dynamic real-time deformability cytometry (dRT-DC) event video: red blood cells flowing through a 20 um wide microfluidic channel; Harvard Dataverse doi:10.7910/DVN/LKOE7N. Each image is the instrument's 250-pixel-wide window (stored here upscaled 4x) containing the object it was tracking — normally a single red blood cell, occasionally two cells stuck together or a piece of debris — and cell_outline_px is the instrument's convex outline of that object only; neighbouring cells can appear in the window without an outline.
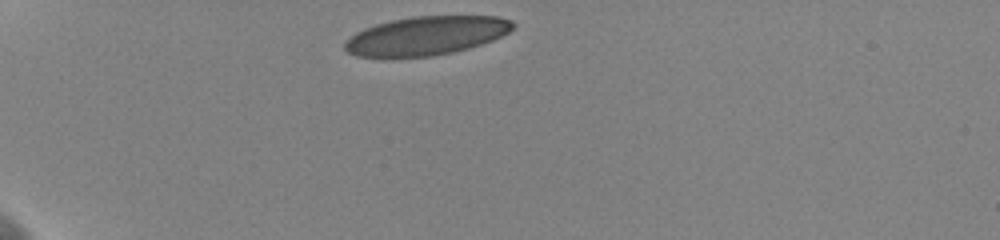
{"species": "human", "species_latin": "Homo sapiens", "temperature_condition": "cold", "stored_images_in_passage": 34, "camera_frame_rate_fps": 3000, "um_per_image_px": 0.085, "donor": {"sex": "female"}, "frame": {"image": 1, "passage_image": 1, "time_ms": 0.0, "image_size_px": [1000, 240], "cell_outline_px": [[516, 24], [508, 32], [492, 40], [468, 48], [452, 52], [432, 56], [384, 60], [380, 60], [356, 56], [348, 52], [344, 48], [344, 40], [356, 32], [364, 28], [376, 24], [392, 20], [412, 16], [496, 16], [512, 20]], "centroid_in_image_um": [36.13, 3.07], "position_along_channel_um": 48.9, "area_um2": 38.78}}
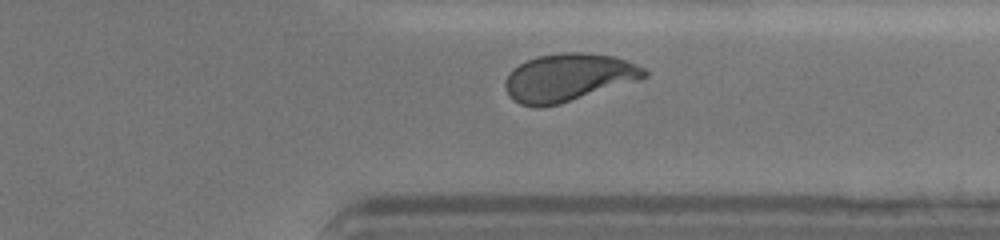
{"frame": {"image": 2, "passage_image": 31, "time_ms": 10.0, "image_size_px": [1000, 240], "cell_outline_px": [[648, 76], [640, 80], [560, 104], [540, 108], [536, 108], [520, 104], [512, 100], [508, 96], [504, 88], [504, 84], [508, 72], [512, 68], [536, 56], [564, 52], [584, 52], [612, 56], [628, 60], [644, 68], [648, 72]], "centroid_in_image_um": [48.29, 6.6], "position_along_channel_um": 363.1, "area_um2": 39.25}}
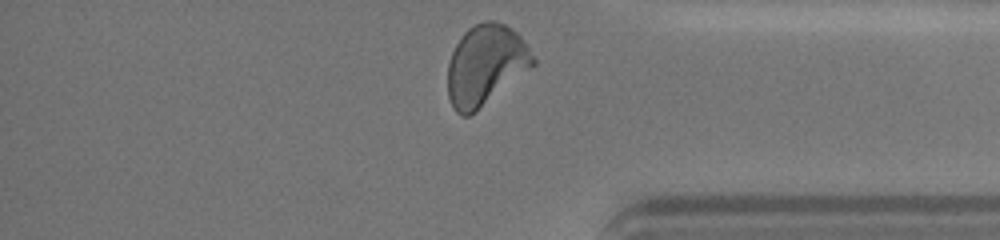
{"frame": {"image": 3, "passage_image": 34, "time_ms": 11.0, "image_size_px": [1000, 240], "cell_outline_px": [[536, 64], [468, 116], [464, 116], [456, 112], [448, 96], [448, 64], [452, 52], [456, 44], [464, 32], [468, 28], [484, 20], [496, 20], [512, 28], [520, 36], [536, 60]], "centroid_in_image_um": [41.26, 5.49], "position_along_channel_um": 393.9, "area_um2": 39.36}, "authors_computed_cell_mechanics": {"area_um2": 39.1595, "velocity_mm_per_s": 3.5776, "shape_relaxation_time_tau1_ms": 4.9673, "shape_relaxation_time_tau2_ms": 0.7094, "deformation_change_tau1": 0.1592, "deformation_change_tau2": 0.0741}}